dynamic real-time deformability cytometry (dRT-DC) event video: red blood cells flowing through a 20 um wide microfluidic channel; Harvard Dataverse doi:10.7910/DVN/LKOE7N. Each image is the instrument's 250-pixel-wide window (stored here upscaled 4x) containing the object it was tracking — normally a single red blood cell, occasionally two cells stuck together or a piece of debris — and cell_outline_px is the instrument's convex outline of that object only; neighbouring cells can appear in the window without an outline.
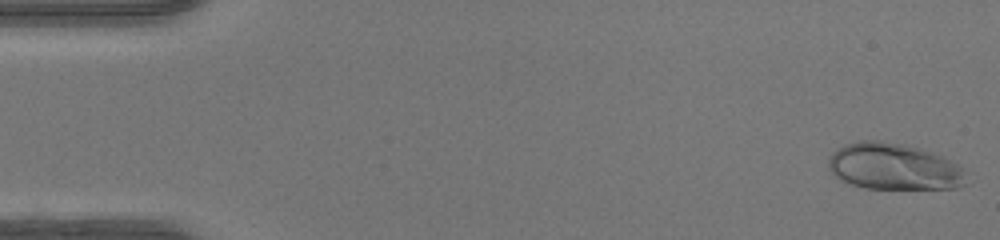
{"species": "human", "species_latin": "Homo sapiens", "temperature_condition": "warm", "stored_images_in_passage": 48, "camera_frame_rate_fps": 3000, "um_per_image_px": 0.085, "donor": {"sex": "female"}, "frame": {"image": 1, "passage_image": 1, "time_ms": 0.0, "image_size_px": [1000, 240], "cell_outline_px": [[968, 184], [956, 188], [864, 188], [840, 180], [828, 168], [828, 160], [832, 152], [844, 144], [860, 140], [880, 140], [904, 144], [932, 152], [956, 164], [960, 168]], "centroid_in_image_um": [75.92, 14.15], "position_along_channel_um": 9.1, "area_um2": 37.17}}
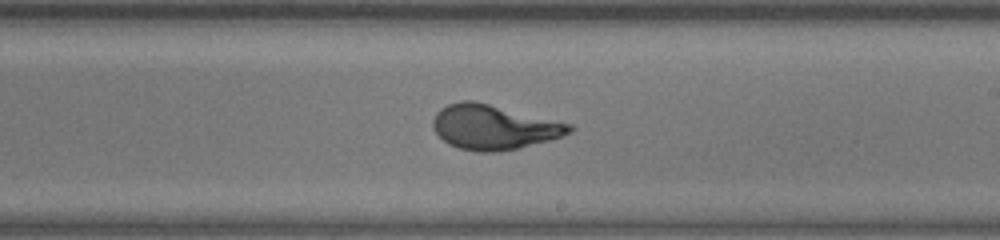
{"frame": {"image": 2, "passage_image": 28, "time_ms": 9.0, "image_size_px": [1000, 240], "cell_outline_px": [[576, 128], [572, 132], [548, 140], [520, 148], [496, 152], [476, 152], [460, 148], [448, 144], [432, 128], [432, 120], [436, 112], [440, 108], [448, 104], [460, 100], [476, 100], [572, 124]], "centroid_in_image_um": [41.96, 10.79], "position_along_channel_um": 247.0, "area_um2": 35.78}}
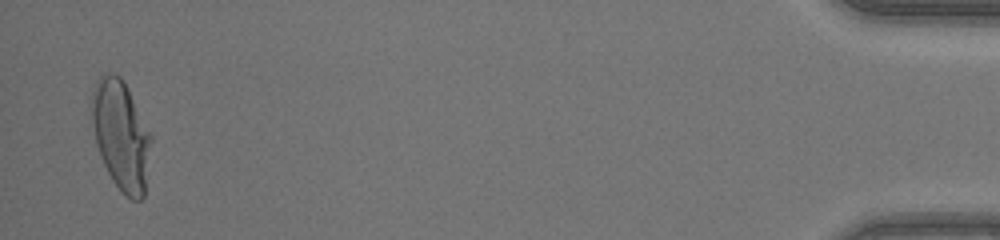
{"frame": {"image": 3, "passage_image": 47, "time_ms": 15.333, "image_size_px": [1000, 240], "cell_outline_px": [[152, 140], [144, 196], [140, 200], [132, 200], [124, 196], [112, 180], [100, 156], [96, 144], [92, 124], [92, 92], [100, 76], [104, 72], [120, 76], [124, 80], [152, 136]], "centroid_in_image_um": [10.3, 11.51], "position_along_channel_um": 424.9, "area_um2": 37.86}, "authors_computed_cell_mechanics": {"area_um2": 34.969, "velocity_mm_per_s": 4.2769, "shape_relaxation_time_tau1_ms": 4.1499, "shape_relaxation_time_tau2_ms": null, "deformation_change_tau1": 0.2383, "deformation_change_tau2": null}}